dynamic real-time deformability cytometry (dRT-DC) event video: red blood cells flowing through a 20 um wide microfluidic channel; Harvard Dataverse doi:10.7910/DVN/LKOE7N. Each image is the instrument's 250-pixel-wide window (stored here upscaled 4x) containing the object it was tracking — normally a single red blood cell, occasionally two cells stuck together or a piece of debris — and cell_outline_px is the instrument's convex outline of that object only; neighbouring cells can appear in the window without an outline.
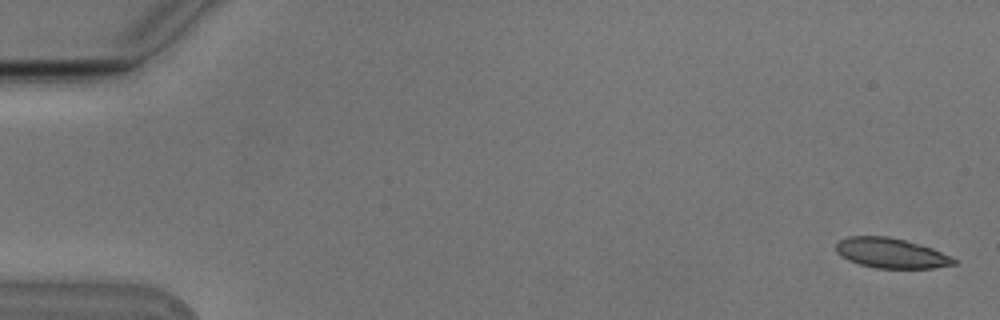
{"species": "Egyptian fruit bat (a non-hibernating species)", "species_latin": "Rousettus aegyptiacus", "temperature_condition": "cold", "stored_images_in_passage": 55, "camera_frame_rate_fps": 3000, "um_per_image_px": 0.085, "animal": {"sex": "male"}, "frame": {"image": 1, "passage_image": 2, "time_ms": 0.333, "image_size_px": [1000, 320], "cell_outline_px": [[960, 260], [956, 264], [932, 268], [876, 268], [860, 264], [848, 260], [840, 256], [836, 252], [836, 244], [840, 240], [848, 236], [888, 236], [920, 244], [932, 248]], "centroid_in_image_um": [75.75, 21.51], "position_along_channel_um": 9.2, "area_um2": 20.69}}
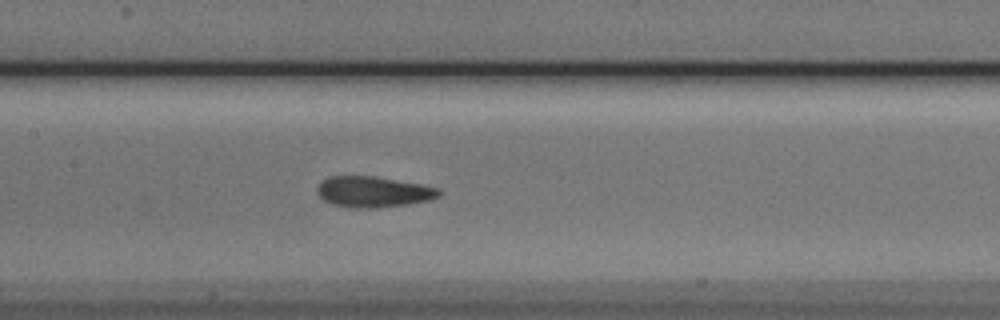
{"frame": {"image": 2, "passage_image": 27, "time_ms": 8.667, "image_size_px": [1000, 320], "cell_outline_px": [[444, 192], [440, 196], [428, 200], [408, 204], [376, 208], [356, 208], [332, 204], [324, 200], [316, 192], [316, 184], [320, 180], [328, 176], [376, 176], [420, 184], [440, 188]], "centroid_in_image_um": [31.71, 16.29], "position_along_channel_um": 175.7, "area_um2": 22.2}}
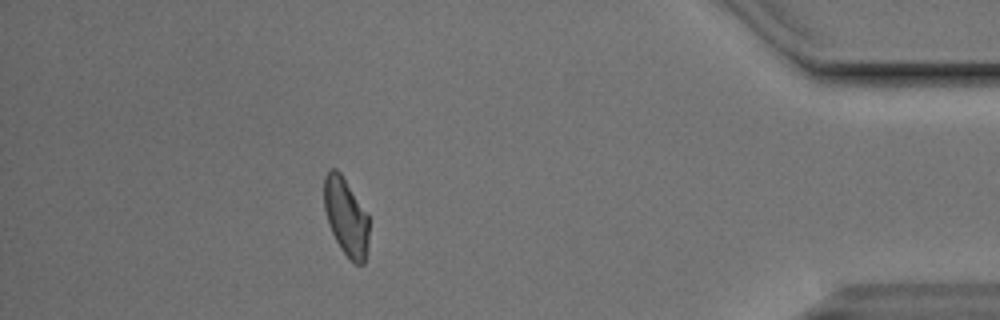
{"frame": {"image": 3, "passage_image": 49, "time_ms": 16.0, "image_size_px": [1000, 320], "cell_outline_px": [[368, 244], [364, 264], [356, 264], [340, 248], [328, 224], [324, 208], [324, 176], [332, 168], [336, 168], [340, 172], [368, 216]], "centroid_in_image_um": [29.39, 18.43], "position_along_channel_um": 405.8, "area_um2": 19.94}, "authors_computed_cell_mechanics": {"area_um2": 21.7906, "velocity_mm_per_s": 3.7758, "shape_relaxation_time_tau1_ms": 4.7098, "shape_relaxation_time_tau2_ms": 2.0165, "deformation_change_tau1": 0.1222, "deformation_change_tau2": 0.0719}}